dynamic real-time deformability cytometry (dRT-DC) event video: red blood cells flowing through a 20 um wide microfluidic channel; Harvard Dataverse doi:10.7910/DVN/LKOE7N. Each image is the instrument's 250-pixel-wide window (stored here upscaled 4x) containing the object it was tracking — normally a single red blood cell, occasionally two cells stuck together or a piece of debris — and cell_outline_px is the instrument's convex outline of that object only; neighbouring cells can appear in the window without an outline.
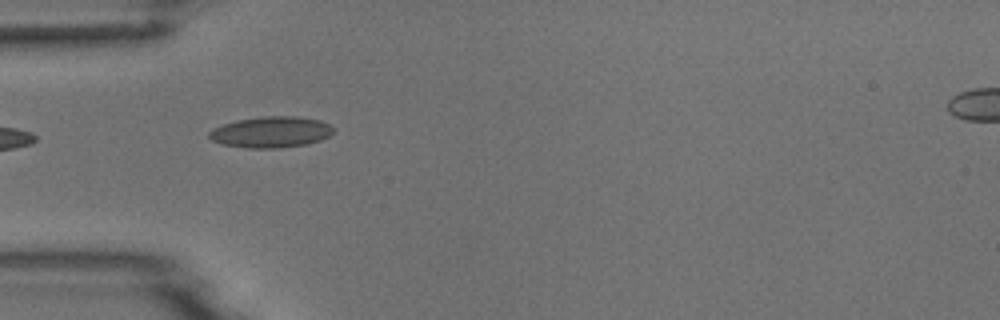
{"species": "common noctule bat (a hibernating species)", "species_latin": "Nyctalus noctula", "temperature_condition": "room temperature", "stored_images_in_passage": 8, "camera_frame_rate_fps": 3000, "um_per_image_px": 0.085, "animal": {"sex": "male", "body_mass_g": 18.8}, "frame": {"image": 1, "passage_image": 4, "time_ms": 4.333, "image_size_px": [1000, 320], "cell_outline_px": [[336, 128], [328, 136], [320, 140], [308, 144], [280, 148], [244, 148], [224, 144], [212, 140], [208, 136], [208, 132], [212, 128], [236, 120], [264, 116], [296, 116], [320, 120], [332, 124]], "centroid_in_image_um": [23.06, 11.22], "position_along_channel_um": 61.9, "area_um2": 22.72}}
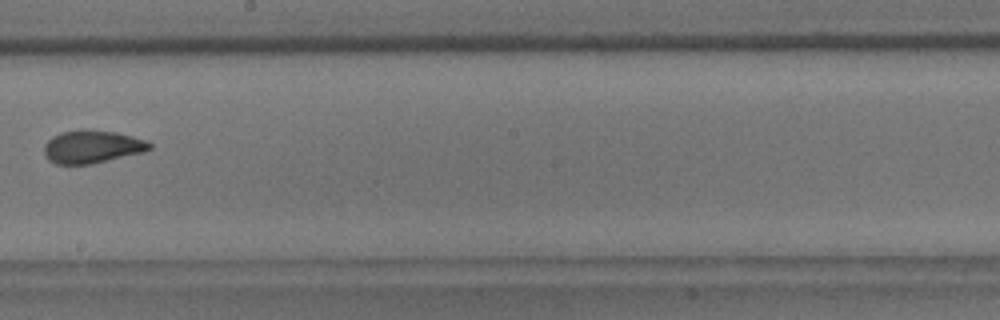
{"frame": {"image": 2, "passage_image": 8, "time_ms": 9.0, "image_size_px": [1000, 320], "cell_outline_px": [[152, 148], [144, 152], [92, 164], [56, 164], [48, 160], [44, 152], [44, 144], [52, 136], [60, 132], [80, 128], [84, 128], [116, 132], [132, 136], [144, 140], [152, 144]], "centroid_in_image_um": [7.81, 12.45], "position_along_channel_um": 240.4, "area_um2": 20.52}}